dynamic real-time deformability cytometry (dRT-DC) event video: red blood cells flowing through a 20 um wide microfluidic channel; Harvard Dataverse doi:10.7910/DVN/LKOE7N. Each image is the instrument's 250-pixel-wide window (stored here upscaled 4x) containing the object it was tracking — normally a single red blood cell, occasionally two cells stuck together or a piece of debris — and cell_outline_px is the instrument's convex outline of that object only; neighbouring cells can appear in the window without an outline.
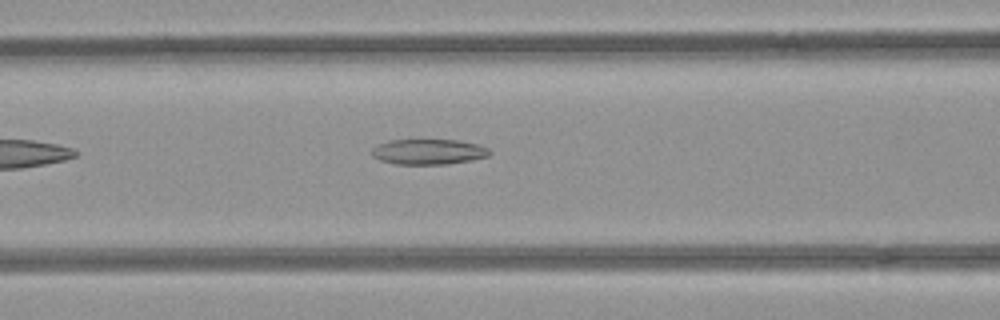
{"species": "common noctule bat (a hibernating species)", "species_latin": "Nyctalus noctula", "temperature_condition": "room temperature", "stored_images_in_passage": 3, "camera_frame_rate_fps": 3000, "um_per_image_px": 0.085, "animal": {"sex": "female", "body_mass_g": 21.9}, "frame": {"image": 1, "passage_image": 3, "time_ms": 0.667, "image_size_px": [1000, 320], "cell_outline_px": [[492, 152], [488, 156], [472, 160], [448, 164], [396, 164], [380, 160], [372, 156], [372, 148], [376, 144], [388, 140], [456, 140], [476, 144], [488, 148]], "centroid_in_image_um": [36.4, 12.9], "position_along_channel_um": 130.2, "area_um2": 17.46}}